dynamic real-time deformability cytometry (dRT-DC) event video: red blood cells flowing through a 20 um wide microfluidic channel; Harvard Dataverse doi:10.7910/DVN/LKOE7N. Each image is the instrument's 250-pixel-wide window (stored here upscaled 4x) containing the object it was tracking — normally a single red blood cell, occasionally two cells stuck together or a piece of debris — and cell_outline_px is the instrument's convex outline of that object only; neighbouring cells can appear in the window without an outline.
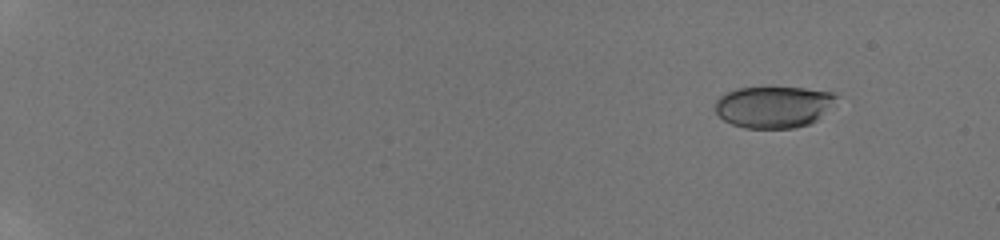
{"species": "human", "species_latin": "Homo sapiens", "temperature_condition": "room temperature", "stored_images_in_passage": 16, "camera_frame_rate_fps": 3000, "um_per_image_px": 0.085, "donor": {"sex": "male"}, "frame": {"image": 1, "passage_image": 3, "time_ms": 1.667, "image_size_px": [1000, 240], "cell_outline_px": [[836, 96], [816, 120], [808, 124], [796, 128], [744, 128], [732, 124], [724, 120], [716, 112], [716, 100], [720, 96], [736, 88], [804, 88], [836, 92]], "centroid_in_image_um": [65.7, 9.09], "position_along_channel_um": 19.3, "area_um2": 28.84}}
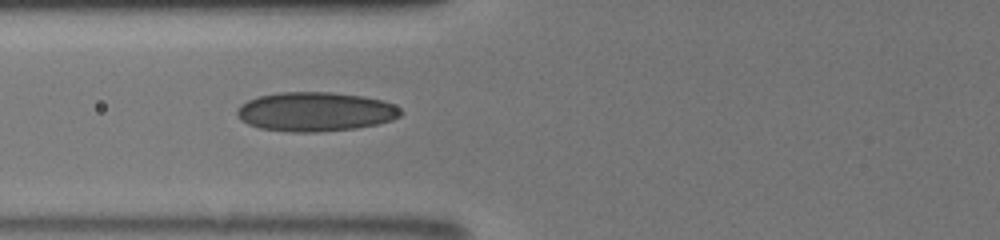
{"frame": {"image": 2, "passage_image": 11, "time_ms": 8.0, "image_size_px": [1000, 240], "cell_outline_px": [[404, 112], [400, 116], [392, 120], [376, 124], [356, 128], [320, 132], [288, 132], [260, 128], [248, 124], [240, 120], [236, 116], [236, 108], [240, 104], [248, 100], [260, 96], [280, 92], [328, 92], [360, 96], [380, 100], [392, 104], [400, 108]], "centroid_in_image_um": [26.76, 9.5], "position_along_channel_um": 99.0, "area_um2": 37.45}}
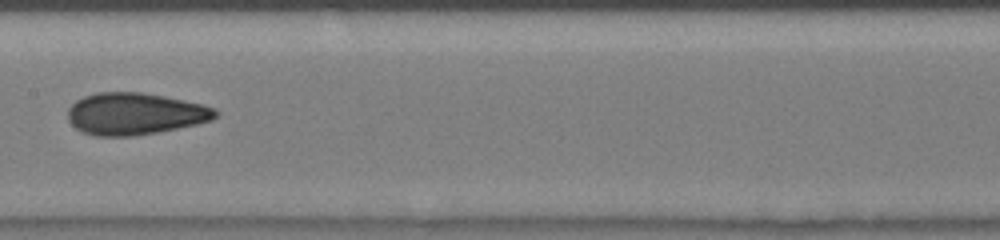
{"frame": {"image": 3, "passage_image": 14, "time_ms": 10.333, "image_size_px": [1000, 240], "cell_outline_px": [[220, 112], [212, 120], [196, 124], [156, 132], [132, 136], [96, 136], [84, 132], [76, 128], [68, 120], [68, 108], [76, 100], [84, 96], [96, 92], [140, 92], [164, 96], [204, 104], [216, 108]], "centroid_in_image_um": [11.48, 9.66], "position_along_channel_um": 195.9, "area_um2": 36.07}}